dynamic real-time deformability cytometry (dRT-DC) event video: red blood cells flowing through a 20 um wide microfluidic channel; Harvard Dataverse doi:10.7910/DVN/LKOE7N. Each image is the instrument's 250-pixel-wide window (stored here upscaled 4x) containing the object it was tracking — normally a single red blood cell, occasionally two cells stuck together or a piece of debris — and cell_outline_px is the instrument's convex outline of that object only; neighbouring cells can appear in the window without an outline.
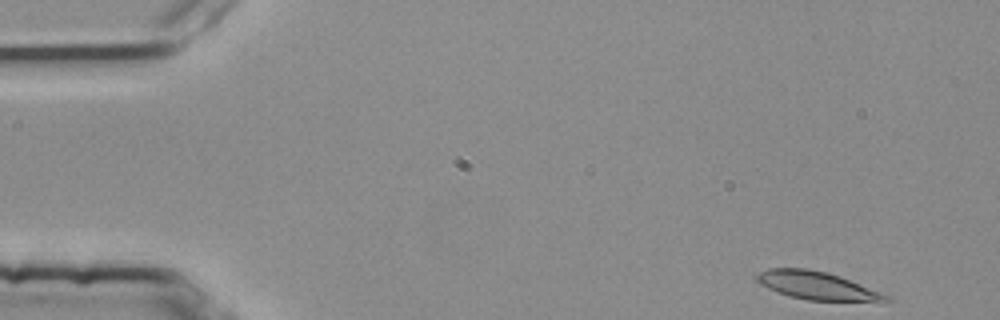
{"species": "common noctule bat (a hibernating species)", "species_latin": "Nyctalus noctula", "temperature_condition": "room temperature", "stored_images_in_passage": 4, "camera_frame_rate_fps": 3000, "um_per_image_px": 0.085, "animal": {"sex": "female", "body_mass_g": 25.1}, "frame": {"image": 1, "passage_image": 1, "time_ms": 0.0, "image_size_px": [1000, 320], "cell_outline_px": [[892, 300], [808, 300], [788, 296], [768, 288], [760, 284], [756, 280], [756, 276], [760, 272], [768, 268], [808, 268], [828, 272], [840, 276], [888, 296]], "centroid_in_image_um": [69.32, 24.24], "position_along_channel_um": 15.7, "area_um2": 20.46}}